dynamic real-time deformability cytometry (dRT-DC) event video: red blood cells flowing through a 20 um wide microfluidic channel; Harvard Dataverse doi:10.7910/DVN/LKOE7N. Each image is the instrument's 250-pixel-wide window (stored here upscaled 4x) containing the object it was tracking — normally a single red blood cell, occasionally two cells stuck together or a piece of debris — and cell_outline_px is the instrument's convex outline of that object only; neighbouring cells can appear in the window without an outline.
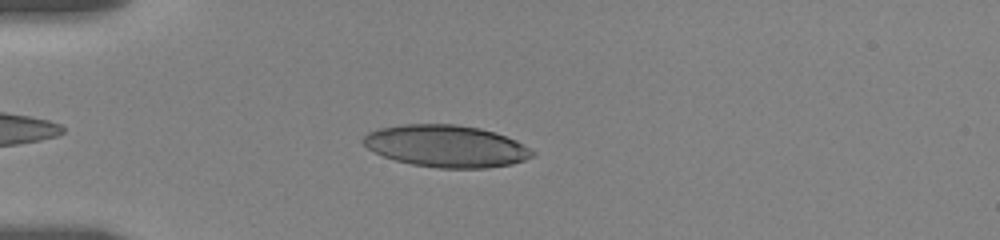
{"species": "human", "species_latin": "Homo sapiens", "temperature_condition": "room temperature", "stored_images_in_passage": 6, "camera_frame_rate_fps": 3000, "um_per_image_px": 0.085, "donor": {"sex": "female"}, "frame": {"image": 1, "passage_image": 3, "time_ms": 1.333, "image_size_px": [1000, 240], "cell_outline_px": [[536, 152], [532, 156], [524, 160], [512, 164], [488, 168], [440, 168], [412, 164], [396, 160], [384, 156], [368, 148], [360, 140], [368, 132], [380, 128], [404, 124], [456, 124], [480, 128], [496, 132], [516, 140], [524, 144]], "centroid_in_image_um": [37.95, 12.41], "position_along_channel_um": 47.0, "area_um2": 41.44}}
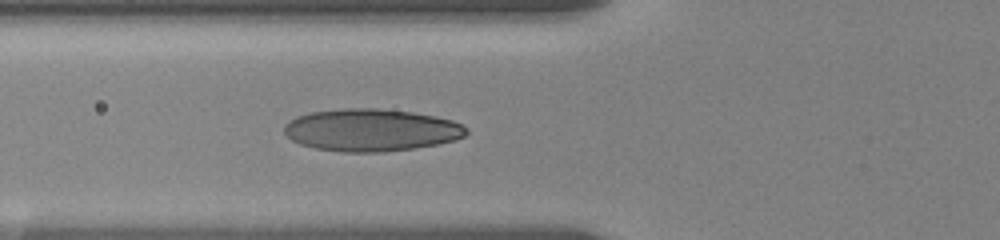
{"frame": {"image": 2, "passage_image": 6, "time_ms": 3.333, "image_size_px": [1000, 240], "cell_outline_px": [[468, 132], [464, 136], [456, 140], [436, 144], [412, 148], [384, 152], [344, 152], [316, 148], [300, 144], [292, 140], [284, 132], [284, 124], [296, 116], [312, 112], [344, 108], [376, 108], [412, 112], [436, 116], [452, 120], [468, 128]], "centroid_in_image_um": [31.55, 11.05], "position_along_channel_um": 94.3, "area_um2": 44.91}}